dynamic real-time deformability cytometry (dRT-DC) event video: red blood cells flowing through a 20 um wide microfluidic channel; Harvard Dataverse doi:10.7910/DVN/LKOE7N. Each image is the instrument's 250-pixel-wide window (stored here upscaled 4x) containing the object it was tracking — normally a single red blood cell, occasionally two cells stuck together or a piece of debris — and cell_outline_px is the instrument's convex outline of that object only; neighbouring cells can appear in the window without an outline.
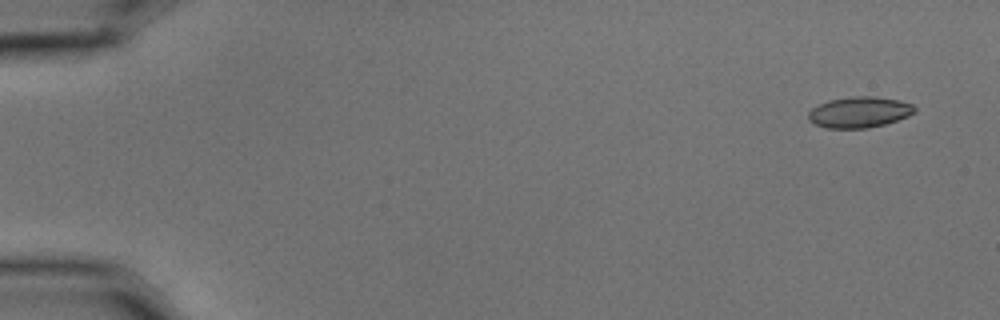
{"species": "common noctule bat (a hibernating species)", "species_latin": "Nyctalus noctula", "temperature_condition": "cold", "stored_images_in_passage": 4, "camera_frame_rate_fps": 3000, "um_per_image_px": 0.085, "animal": {"sex": "male", "body_mass_g": 15.6}, "frame": {"image": 1, "passage_image": 1, "time_ms": 0.0, "image_size_px": [1000, 320], "cell_outline_px": [[916, 112], [908, 116], [884, 124], [868, 128], [828, 128], [816, 124], [808, 120], [808, 112], [812, 108], [828, 100], [848, 96], [876, 96], [900, 100], [912, 104], [916, 108]], "centroid_in_image_um": [73.05, 9.52], "position_along_channel_um": 11.9, "area_um2": 19.25}}